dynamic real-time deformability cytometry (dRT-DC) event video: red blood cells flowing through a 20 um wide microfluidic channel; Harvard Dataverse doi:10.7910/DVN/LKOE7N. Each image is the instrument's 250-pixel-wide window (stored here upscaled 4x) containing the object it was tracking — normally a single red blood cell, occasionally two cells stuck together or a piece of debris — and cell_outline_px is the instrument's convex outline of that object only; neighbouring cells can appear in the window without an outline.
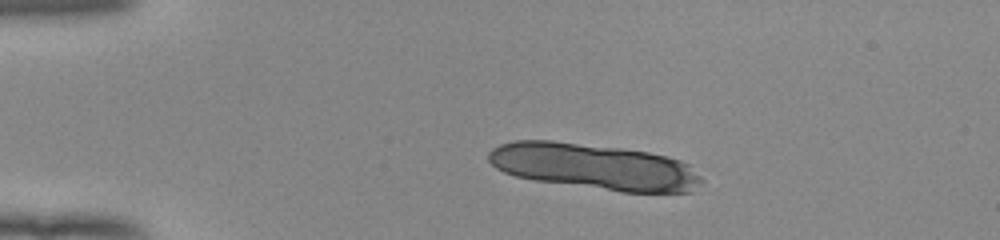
{"species": "human", "species_latin": "Homo sapiens", "temperature_condition": "room temperature", "stored_images_in_passage": 7, "camera_frame_rate_fps": 3000, "um_per_image_px": 0.085, "donor": {"sex": "female"}, "frame": {"image": 1, "passage_image": 1, "time_ms": 0.0, "image_size_px": [1000, 240], "cell_outline_px": [[704, 180], [692, 192], [620, 192], [536, 180], [516, 176], [504, 172], [496, 168], [488, 160], [488, 152], [492, 148], [500, 144], [512, 140], [552, 140], [620, 148], [648, 152], [680, 160], [688, 164]], "centroid_in_image_um": [50.5, 14.16], "position_along_channel_um": 34.5, "area_um2": 57.05}}